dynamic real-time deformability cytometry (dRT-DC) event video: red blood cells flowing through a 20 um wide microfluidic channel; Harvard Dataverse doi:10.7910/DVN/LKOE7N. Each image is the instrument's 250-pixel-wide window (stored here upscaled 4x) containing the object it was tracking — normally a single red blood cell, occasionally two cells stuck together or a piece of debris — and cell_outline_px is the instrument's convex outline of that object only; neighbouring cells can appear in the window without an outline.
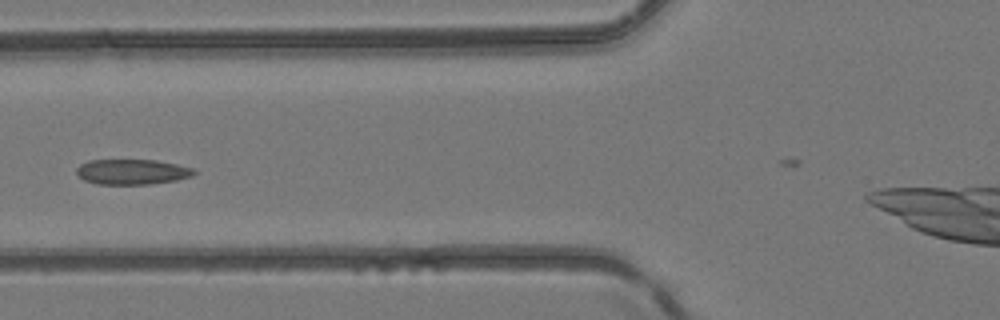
{"species": "common noctule bat (a hibernating species)", "species_latin": "Nyctalus noctula", "temperature_condition": "room temperature", "stored_images_in_passage": 5, "camera_frame_rate_fps": 3000, "um_per_image_px": 0.085, "animal": {"sex": "female", "body_mass_g": 24.6, "forearm_length_mm": 56.2}, "frame": {"image": 1, "passage_image": 4, "time_ms": 3.667, "image_size_px": [1000, 320], "cell_outline_px": [[196, 172], [192, 176], [176, 180], [148, 184], [96, 184], [84, 180], [76, 172], [76, 168], [80, 164], [88, 160], [156, 160], [196, 168]], "centroid_in_image_um": [11.24, 14.6], "position_along_channel_um": 114.6, "area_um2": 17.34}}
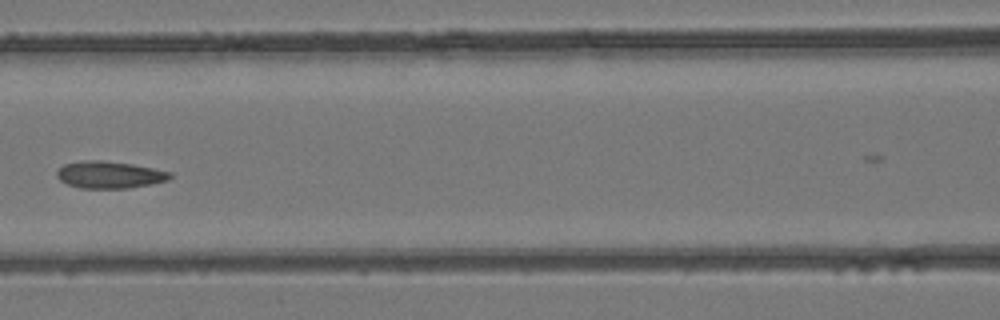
{"frame": {"image": 2, "passage_image": 5, "time_ms": 4.667, "image_size_px": [1000, 320], "cell_outline_px": [[172, 176], [168, 180], [152, 184], [128, 188], [80, 188], [68, 184], [60, 180], [56, 176], [56, 172], [64, 164], [92, 160], [104, 160], [132, 164], [172, 172]], "centroid_in_image_um": [9.33, 14.86], "position_along_channel_um": 157.3, "area_um2": 17.74}}